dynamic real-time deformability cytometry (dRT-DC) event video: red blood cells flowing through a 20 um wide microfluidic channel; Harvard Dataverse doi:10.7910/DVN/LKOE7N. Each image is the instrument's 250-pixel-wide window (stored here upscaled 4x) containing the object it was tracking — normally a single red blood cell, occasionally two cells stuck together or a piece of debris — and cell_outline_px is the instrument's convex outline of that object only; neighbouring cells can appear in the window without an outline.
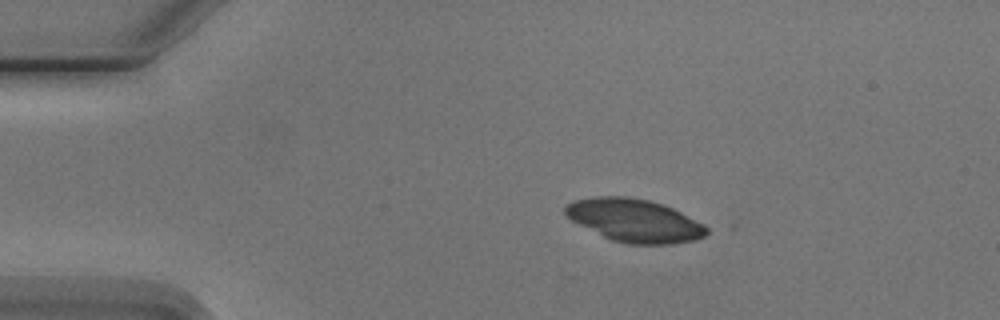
{"species": "Egyptian fruit bat (a non-hibernating species)", "species_latin": "Rousettus aegyptiacus", "temperature_condition": "cold", "stored_images_in_passage": 5, "camera_frame_rate_fps": 3000, "um_per_image_px": 0.085, "animal": {"sex": "male"}, "frame": {"image": 1, "passage_image": 2, "time_ms": 1.333, "image_size_px": [1000, 320], "cell_outline_px": [[708, 232], [704, 236], [696, 240], [672, 244], [628, 244], [612, 240], [564, 216], [564, 208], [572, 200], [596, 196], [628, 196], [648, 200], [672, 208], [704, 224], [708, 228]], "centroid_in_image_um": [53.93, 18.74], "position_along_channel_um": 31.1, "area_um2": 35.2}}